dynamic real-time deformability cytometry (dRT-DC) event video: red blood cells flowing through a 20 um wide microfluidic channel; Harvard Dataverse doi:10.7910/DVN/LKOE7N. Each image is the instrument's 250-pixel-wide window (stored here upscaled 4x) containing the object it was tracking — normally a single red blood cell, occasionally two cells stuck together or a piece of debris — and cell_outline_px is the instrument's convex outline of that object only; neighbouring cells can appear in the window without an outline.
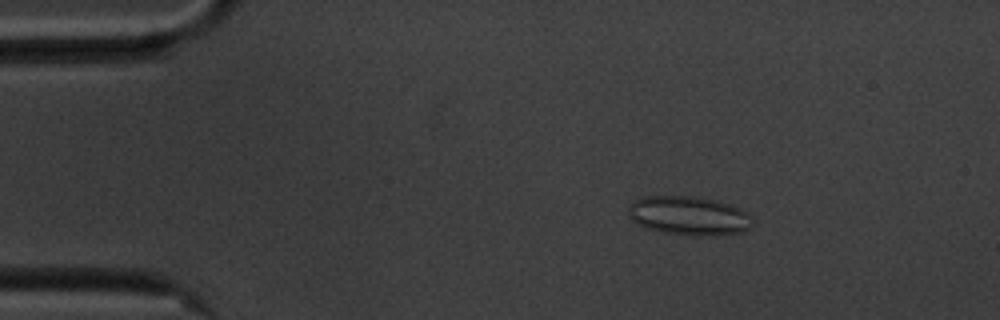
{"species": "common noctule bat (a hibernating species)", "species_latin": "Nyctalus noctula", "temperature_condition": "cold", "stored_images_in_passage": 56, "camera_frame_rate_fps": 3000, "um_per_image_px": 0.085, "animal": {"sex": "male", "body_mass_g": 20.1, "forearm_length_mm": 53.5}, "frame": {"image": 1, "passage_image": 9, "time_ms": 2.667, "image_size_px": [1000, 320], "cell_outline_px": [[752, 224], [744, 232], [712, 236], [688, 236], [664, 232], [648, 228], [632, 220], [628, 216], [628, 208], [636, 200], [644, 196], [692, 196], [716, 200], [728, 204], [752, 216]], "centroid_in_image_um": [58.56, 18.35], "position_along_channel_um": 26.4, "area_um2": 28.09}}
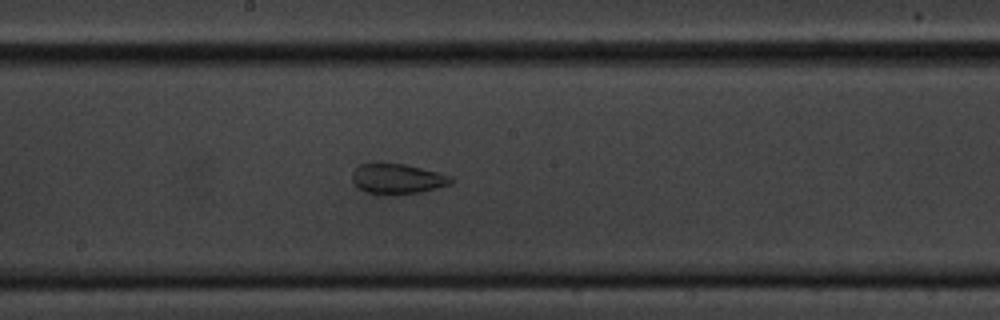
{"frame": {"image": 2, "passage_image": 30, "time_ms": 9.667, "image_size_px": [1000, 320], "cell_outline_px": [[456, 180], [452, 184], [420, 192], [396, 196], [380, 196], [364, 192], [352, 180], [352, 172], [360, 164], [372, 160], [404, 164], [440, 172], [452, 176]], "centroid_in_image_um": [33.76, 15.19], "position_along_channel_um": 214.4, "area_um2": 18.44}}
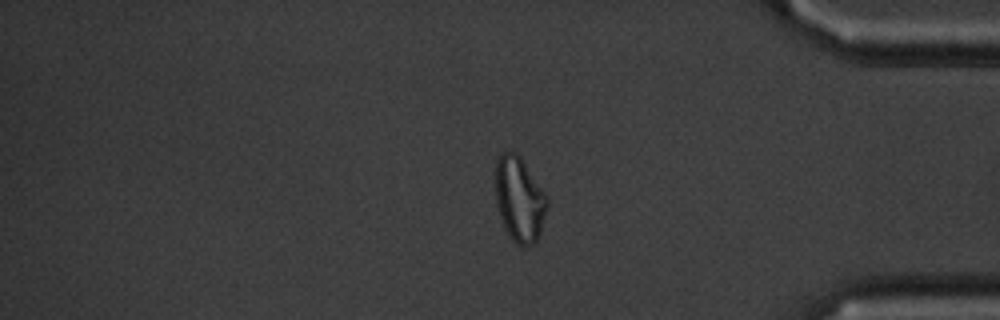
{"frame": {"image": 3, "passage_image": 47, "time_ms": 15.333, "image_size_px": [1000, 320], "cell_outline_px": [[548, 204], [540, 232], [536, 240], [532, 244], [524, 248], [516, 244], [512, 240], [504, 228], [496, 204], [496, 160], [504, 152], [516, 152], [520, 156], [548, 196]], "centroid_in_image_um": [44.16, 16.96], "position_along_channel_um": 391.0, "area_um2": 25.61}, "authors_computed_cell_mechanics": {"area_um2": 24.0159, "velocity_mm_per_s": 3.5281, "shape_relaxation_time_tau1_ms": null, "shape_relaxation_time_tau2_ms": 1.7813, "deformation_change_tau1": null, "deformation_change_tau2": 0.0761}}